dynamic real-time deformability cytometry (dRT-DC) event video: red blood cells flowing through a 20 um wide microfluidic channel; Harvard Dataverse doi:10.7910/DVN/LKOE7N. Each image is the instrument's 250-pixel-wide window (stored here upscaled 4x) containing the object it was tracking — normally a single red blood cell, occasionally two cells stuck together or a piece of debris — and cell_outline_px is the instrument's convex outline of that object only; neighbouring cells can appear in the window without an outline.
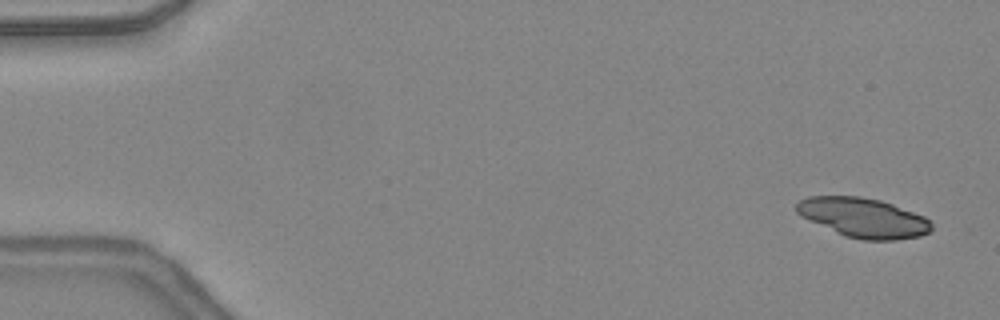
{"species": "common noctule bat (a hibernating species)", "species_latin": "Nyctalus noctula", "temperature_condition": "warm", "stored_images_in_passage": 18, "camera_frame_rate_fps": 3000, "um_per_image_px": 0.085, "animal": {"sex": "female", "body_mass_g": 24.6, "forearm_length_mm": 56.2}, "frame": {"image": 1, "passage_image": 1, "time_ms": 0.0, "image_size_px": [1000, 320], "cell_outline_px": [[932, 232], [920, 236], [896, 240], [864, 240], [844, 236], [808, 220], [800, 216], [796, 212], [796, 204], [800, 200], [808, 196], [860, 196], [880, 200], [892, 204], [924, 216], [932, 224]], "centroid_in_image_um": [73.38, 18.51], "position_along_channel_um": 11.6, "area_um2": 31.21}}